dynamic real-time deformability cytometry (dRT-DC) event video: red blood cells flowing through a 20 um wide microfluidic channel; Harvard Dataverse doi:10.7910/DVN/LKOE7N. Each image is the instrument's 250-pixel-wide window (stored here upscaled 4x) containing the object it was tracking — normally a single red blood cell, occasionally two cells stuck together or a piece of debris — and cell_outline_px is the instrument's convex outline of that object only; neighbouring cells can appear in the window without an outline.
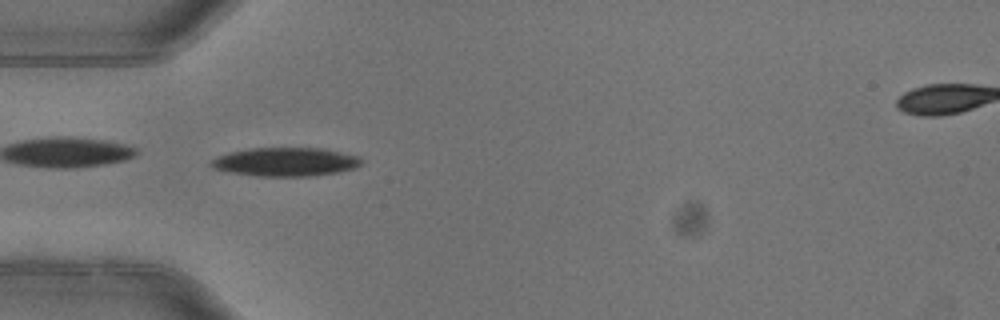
{"species": "common noctule bat (a hibernating species)", "species_latin": "Nyctalus noctula", "temperature_condition": "warm", "stored_images_in_passage": 6, "camera_frame_rate_fps": 3000, "um_per_image_px": 0.085, "animal": {"sex": "female"}, "frame": {"image": 1, "passage_image": 5, "time_ms": 1.333, "image_size_px": [1000, 320], "cell_outline_px": [[360, 164], [352, 168], [336, 172], [308, 176], [260, 176], [232, 172], [212, 168], [208, 164], [212, 160], [228, 152], [248, 148], [320, 148], [340, 152], [356, 156], [360, 160]], "centroid_in_image_um": [24.2, 13.75], "position_along_channel_um": 60.8, "area_um2": 24.62}}